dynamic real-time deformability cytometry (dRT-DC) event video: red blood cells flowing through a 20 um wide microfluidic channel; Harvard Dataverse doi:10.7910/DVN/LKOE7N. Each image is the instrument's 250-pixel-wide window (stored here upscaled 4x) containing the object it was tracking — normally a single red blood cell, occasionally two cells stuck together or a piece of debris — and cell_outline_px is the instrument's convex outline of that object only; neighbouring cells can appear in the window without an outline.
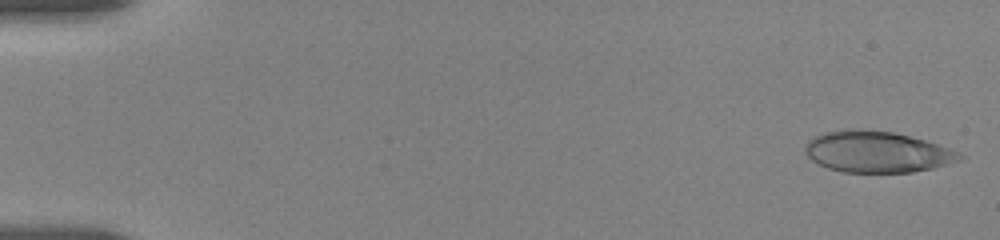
{"species": "human", "species_latin": "Homo sapiens", "temperature_condition": "room temperature", "stored_images_in_passage": 21, "camera_frame_rate_fps": 3000, "um_per_image_px": 0.085, "donor": {"sex": "female"}, "frame": {"image": 1, "passage_image": 3, "time_ms": 0.333, "image_size_px": [1000, 240], "cell_outline_px": [[964, 156], [960, 160], [932, 168], [912, 172], [844, 172], [828, 168], [812, 160], [804, 152], [804, 144], [808, 140], [824, 132], [844, 128], [856, 128], [892, 132], [924, 140], [948, 148]], "centroid_in_image_um": [74.47, 12.9], "position_along_channel_um": 10.5, "area_um2": 36.93}}
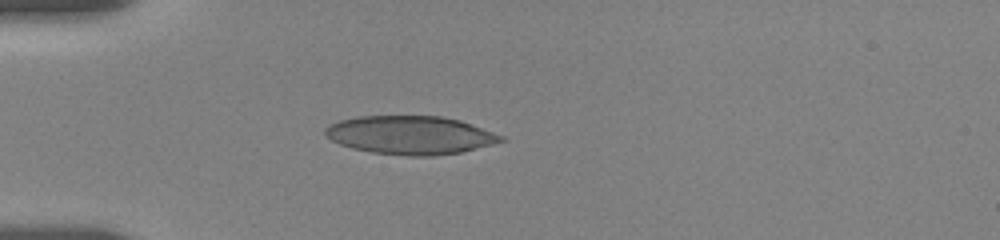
{"frame": {"image": 2, "passage_image": 17, "time_ms": 5.0, "image_size_px": [1000, 240], "cell_outline_px": [[508, 140], [460, 152], [432, 156], [408, 156], [372, 152], [352, 148], [340, 144], [324, 136], [324, 128], [328, 124], [340, 120], [356, 116], [440, 116], [460, 120], [504, 136]], "centroid_in_image_um": [34.85, 11.48], "position_along_channel_um": 50.2, "area_um2": 39.42}}
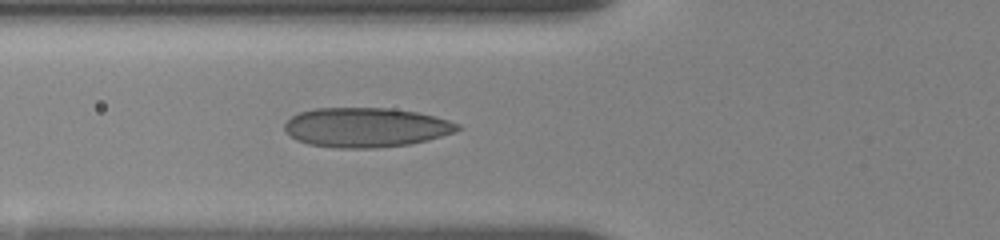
{"frame": {"image": 3, "passage_image": 21, "time_ms": 6.667, "image_size_px": [1000, 240], "cell_outline_px": [[460, 128], [456, 132], [428, 140], [408, 144], [376, 148], [340, 148], [308, 144], [296, 140], [284, 132], [284, 124], [292, 116], [300, 112], [316, 108], [388, 108], [416, 112], [448, 120], [460, 124]], "centroid_in_image_um": [31.08, 10.83], "position_along_channel_um": 94.7, "area_um2": 39.82}}